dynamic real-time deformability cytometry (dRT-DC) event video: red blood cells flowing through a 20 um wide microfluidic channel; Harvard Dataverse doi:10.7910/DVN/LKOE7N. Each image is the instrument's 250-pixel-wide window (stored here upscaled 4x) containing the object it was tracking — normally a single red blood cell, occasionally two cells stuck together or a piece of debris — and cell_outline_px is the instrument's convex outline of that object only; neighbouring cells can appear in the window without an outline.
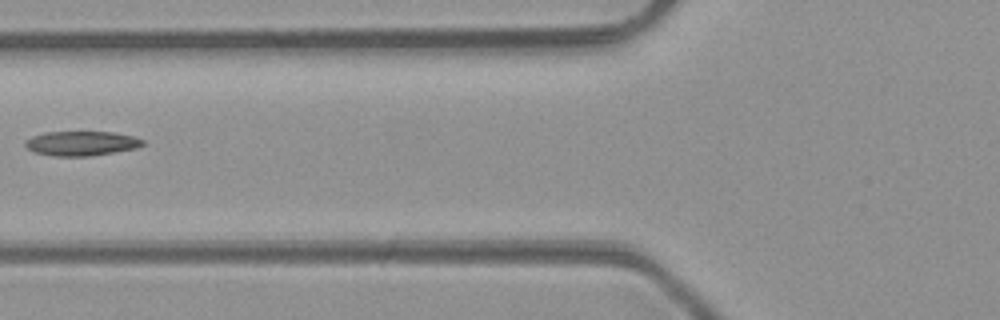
{"species": "common noctule bat (a hibernating species)", "species_latin": "Nyctalus noctula", "temperature_condition": "room temperature", "stored_images_in_passage": 5, "camera_frame_rate_fps": 3000, "um_per_image_px": 0.085, "animal": {"sex": "male", "body_mass_g": 23.1, "forearm_length_mm": 52.7}, "frame": {"image": 1, "passage_image": 5, "time_ms": 5.333, "image_size_px": [1000, 320], "cell_outline_px": [[144, 144], [136, 148], [92, 156], [52, 156], [32, 152], [24, 144], [24, 140], [32, 136], [44, 132], [112, 132], [132, 136], [144, 140]], "centroid_in_image_um": [6.87, 12.19], "position_along_channel_um": 118.9, "area_um2": 16.88}}